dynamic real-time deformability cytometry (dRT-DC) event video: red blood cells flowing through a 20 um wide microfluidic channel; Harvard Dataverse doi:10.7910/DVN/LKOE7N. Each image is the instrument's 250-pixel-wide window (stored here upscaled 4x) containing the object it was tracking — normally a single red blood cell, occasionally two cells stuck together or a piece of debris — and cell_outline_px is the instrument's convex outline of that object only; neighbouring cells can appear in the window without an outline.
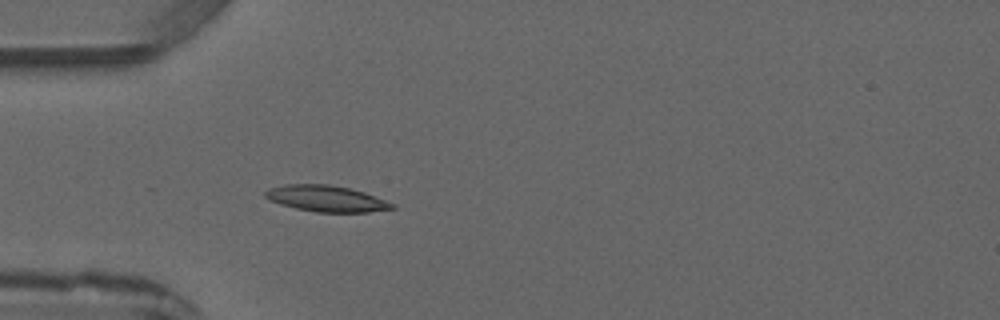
{"species": "common noctule bat (a hibernating species)", "species_latin": "Nyctalus noctula", "temperature_condition": "warm", "stored_images_in_passage": 5, "camera_frame_rate_fps": 3000, "um_per_image_px": 0.085, "animal": {"sex": "male", "forearm_length_mm": 52.5}, "frame": {"image": 1, "passage_image": 5, "time_ms": 4.333, "image_size_px": [1000, 320], "cell_outline_px": [[396, 208], [368, 212], [316, 212], [296, 208], [280, 204], [264, 196], [264, 192], [268, 188], [284, 184], [328, 184], [348, 188], [364, 192], [396, 204]], "centroid_in_image_um": [27.74, 16.87], "position_along_channel_um": 57.3, "area_um2": 19.31}}